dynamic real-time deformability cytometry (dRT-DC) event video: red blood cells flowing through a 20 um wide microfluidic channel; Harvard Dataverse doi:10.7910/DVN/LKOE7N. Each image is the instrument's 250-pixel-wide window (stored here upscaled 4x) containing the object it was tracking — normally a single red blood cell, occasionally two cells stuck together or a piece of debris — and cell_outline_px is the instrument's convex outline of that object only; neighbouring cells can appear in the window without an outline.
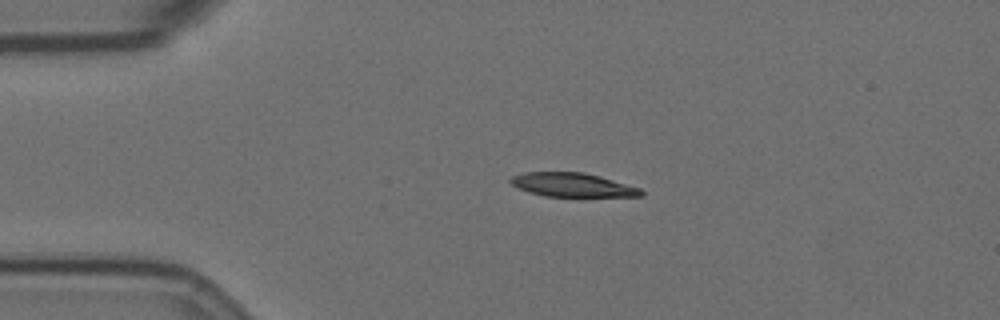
{"species": "Egyptian fruit bat (a non-hibernating species)", "species_latin": "Rousettus aegyptiacus", "temperature_condition": "room temperature", "stored_images_in_passage": 36, "camera_frame_rate_fps": 3000, "um_per_image_px": 0.085, "animal": {"sex": "female"}, "frame": {"image": 1, "passage_image": 1, "time_ms": 0.0, "image_size_px": [1000, 320], "cell_outline_px": [[644, 196], [544, 196], [528, 192], [512, 184], [508, 180], [512, 176], [524, 172], [584, 172], [600, 176], [640, 188], [644, 192]], "centroid_in_image_um": [48.65, 15.71], "position_along_channel_um": 36.4, "area_um2": 18.03}}
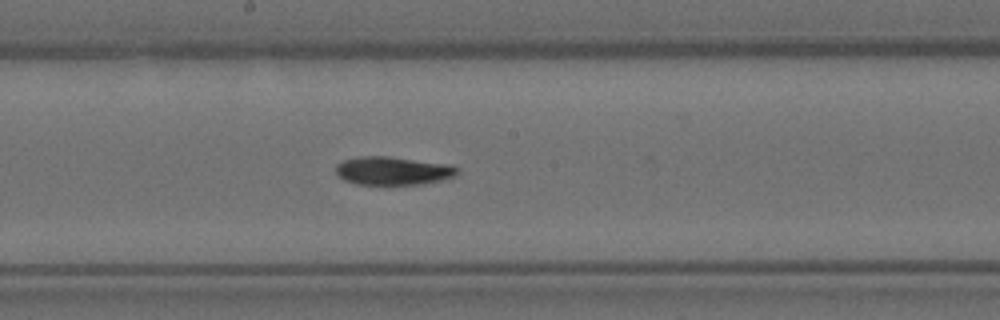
{"frame": {"image": 2, "passage_image": 19, "time_ms": 6.0, "image_size_px": [1000, 320], "cell_outline_px": [[460, 168], [452, 176], [440, 180], [424, 184], [356, 184], [344, 180], [336, 176], [336, 164], [344, 160], [360, 156], [388, 156], [448, 164]], "centroid_in_image_um": [33.34, 14.51], "position_along_channel_um": 214.9, "area_um2": 19.94}}
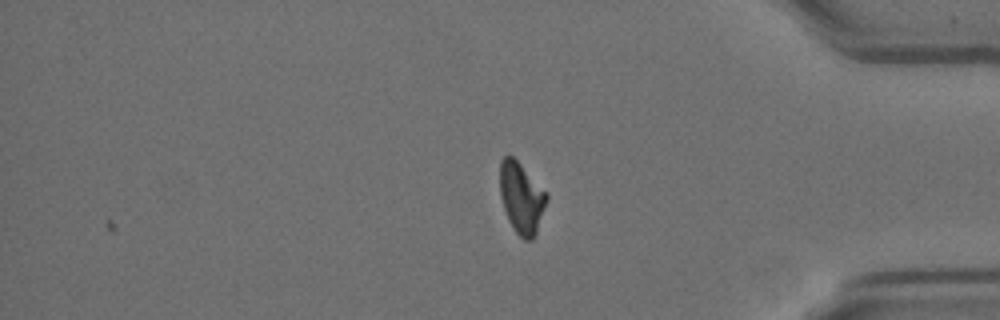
{"frame": {"image": 3, "passage_image": 36, "time_ms": 11.667, "image_size_px": [1000, 320], "cell_outline_px": [[548, 200], [536, 232], [532, 240], [524, 240], [516, 232], [508, 220], [500, 196], [500, 160], [504, 156], [512, 156], [548, 192]], "centroid_in_image_um": [44.33, 16.81], "position_along_channel_um": 390.9, "area_um2": 19.31}, "authors_computed_cell_mechanics": {"area_um2": 19.941, "velocity_mm_per_s": 3.5401, "shape_relaxation_time_tau1_ms": 6.1059, "shape_relaxation_time_tau2_ms": null, "deformation_change_tau1": 0.1903, "deformation_change_tau2": null}}